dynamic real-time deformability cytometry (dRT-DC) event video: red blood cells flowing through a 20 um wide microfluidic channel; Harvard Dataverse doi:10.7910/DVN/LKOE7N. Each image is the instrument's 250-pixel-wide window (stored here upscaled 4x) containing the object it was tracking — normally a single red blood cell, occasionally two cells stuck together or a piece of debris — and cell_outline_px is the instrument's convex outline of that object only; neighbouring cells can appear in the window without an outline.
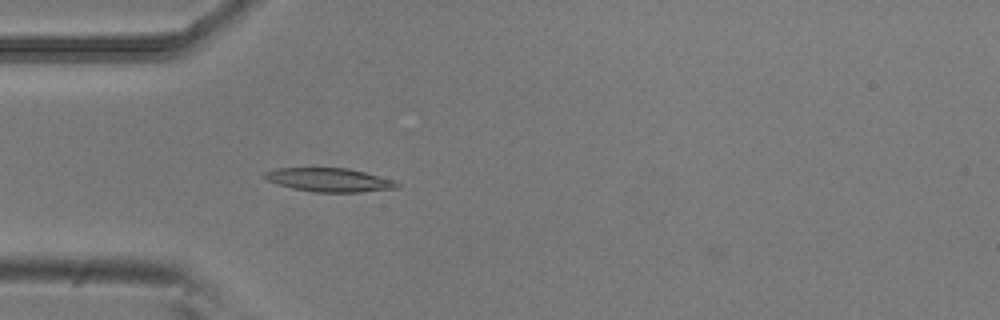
{"species": "common noctule bat (a hibernating species)", "species_latin": "Nyctalus noctula", "temperature_condition": "room temperature", "stored_images_in_passage": 46, "camera_frame_rate_fps": 3000, "um_per_image_px": 0.085, "animal": {"sex": "male", "body_mass_g": 20.5, "forearm_length_mm": 52.5}, "frame": {"image": 1, "passage_image": 9, "time_ms": 2.667, "image_size_px": [1000, 320], "cell_outline_px": [[400, 188], [360, 192], [312, 192], [292, 188], [268, 180], [260, 176], [264, 172], [276, 168], [348, 168], [364, 172], [392, 180], [400, 184]], "centroid_in_image_um": [27.97, 15.29], "position_along_channel_um": 57.0, "area_um2": 18.21}}
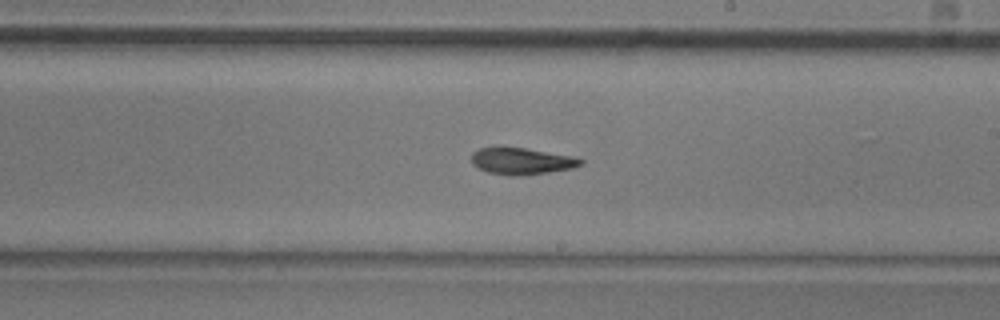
{"frame": {"image": 2, "passage_image": 24, "time_ms": 7.667, "image_size_px": [1000, 320], "cell_outline_px": [[584, 160], [580, 164], [572, 168], [524, 176], [508, 176], [488, 172], [472, 164], [472, 152], [480, 148], [496, 144], [524, 148], [572, 156]], "centroid_in_image_um": [44.25, 13.67], "position_along_channel_um": 244.7, "area_um2": 17.34}}
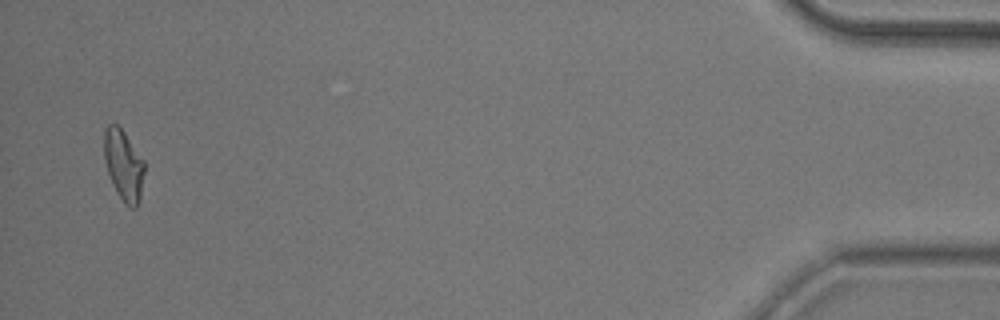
{"frame": {"image": 3, "passage_image": 45, "time_ms": 14.667, "image_size_px": [1000, 320], "cell_outline_px": [[144, 172], [140, 200], [136, 208], [132, 208], [124, 204], [112, 184], [104, 160], [104, 132], [108, 124], [116, 124], [124, 132], [144, 160]], "centroid_in_image_um": [10.51, 14.06], "position_along_channel_um": 424.7, "area_um2": 16.59}, "authors_computed_cell_mechanics": {"area_um2": 17.0799, "velocity_mm_per_s": 3.8097, "shape_relaxation_time_tau1_ms": 3.8399, "shape_relaxation_time_tau2_ms": 4.3865, "deformation_change_tau1": 0.17, "deformation_change_tau2": 0.1324}}